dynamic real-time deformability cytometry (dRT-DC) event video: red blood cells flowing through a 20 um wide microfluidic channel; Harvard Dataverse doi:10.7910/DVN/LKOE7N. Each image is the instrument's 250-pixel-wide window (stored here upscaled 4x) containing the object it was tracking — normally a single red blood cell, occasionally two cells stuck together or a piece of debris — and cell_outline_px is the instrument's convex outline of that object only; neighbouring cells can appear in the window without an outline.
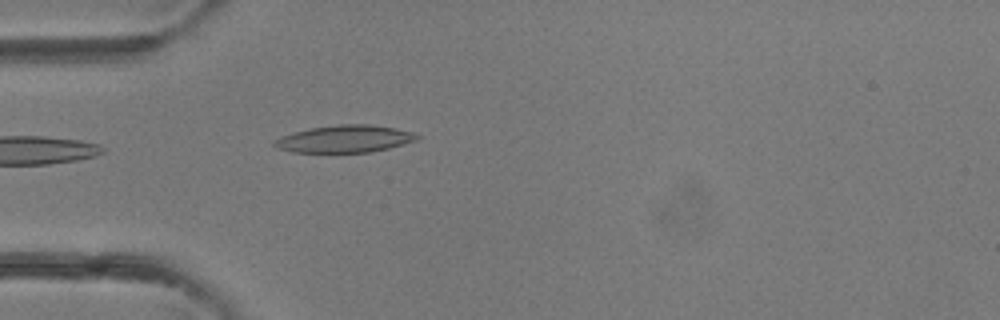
{"species": "common noctule bat (a hibernating species)", "species_latin": "Nyctalus noctula", "temperature_condition": "room temperature", "stored_images_in_passage": 3, "camera_frame_rate_fps": 3000, "um_per_image_px": 0.085, "animal": {"sex": "female"}, "frame": {"image": 1, "passage_image": 3, "time_ms": 2.333, "image_size_px": [1000, 320], "cell_outline_px": [[420, 136], [416, 140], [404, 144], [372, 152], [292, 152], [276, 148], [272, 144], [272, 140], [280, 136], [312, 128], [340, 124], [368, 124], [396, 128], [412, 132]], "centroid_in_image_um": [29.28, 11.81], "position_along_channel_um": 55.7, "area_um2": 22.6}}